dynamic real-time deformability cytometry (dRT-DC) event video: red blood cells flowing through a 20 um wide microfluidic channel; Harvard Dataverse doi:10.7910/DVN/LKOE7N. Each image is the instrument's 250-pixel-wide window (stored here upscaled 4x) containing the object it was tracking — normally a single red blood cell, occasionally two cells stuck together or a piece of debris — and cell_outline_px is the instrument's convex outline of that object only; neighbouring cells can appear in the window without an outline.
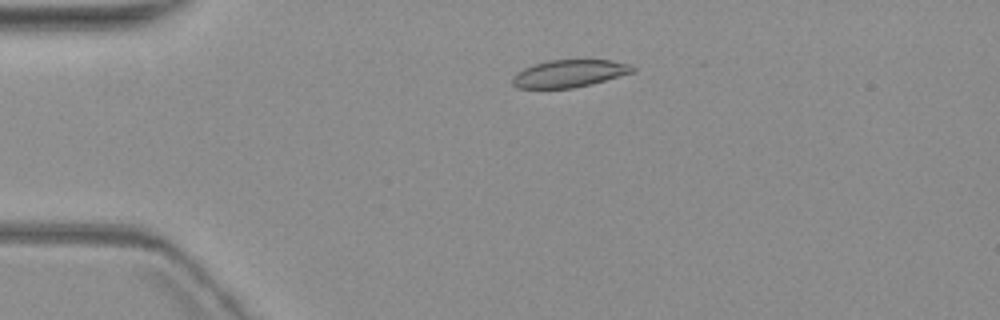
{"species": "common noctule bat (a hibernating species)", "species_latin": "Nyctalus noctula", "temperature_condition": "warm", "stored_images_in_passage": 6, "camera_frame_rate_fps": 3000, "um_per_image_px": 0.085, "animal": {"sex": "female", "body_mass_g": 19.3, "forearm_length_mm": 54.1}, "frame": {"image": 1, "passage_image": 4, "time_ms": 3.667, "image_size_px": [1000, 320], "cell_outline_px": [[636, 72], [572, 88], [516, 88], [512, 84], [512, 76], [516, 72], [532, 64], [548, 60], [612, 60], [632, 64], [636, 68]], "centroid_in_image_um": [48.39, 6.23], "position_along_channel_um": 36.6, "area_um2": 19.31}}
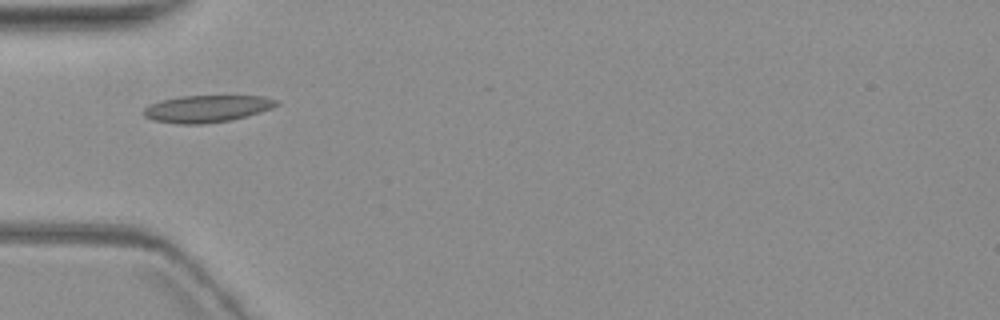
{"frame": {"image": 2, "passage_image": 5, "time_ms": 5.667, "image_size_px": [1000, 320], "cell_outline_px": [[280, 104], [272, 108], [248, 116], [232, 120], [204, 124], [180, 124], [152, 120], [144, 116], [140, 112], [148, 104], [160, 100], [180, 96], [264, 96], [280, 100]], "centroid_in_image_um": [17.58, 9.24], "position_along_channel_um": 67.4, "area_um2": 21.33}}
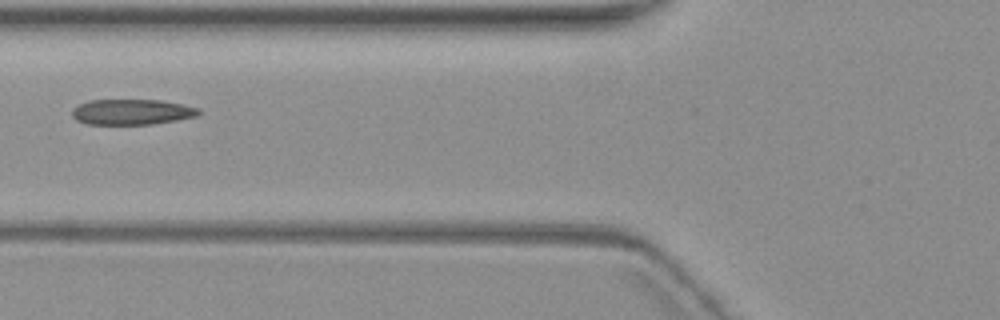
{"frame": {"image": 3, "passage_image": 6, "time_ms": 7.0, "image_size_px": [1000, 320], "cell_outline_px": [[200, 112], [196, 116], [176, 120], [152, 124], [88, 124], [76, 120], [72, 116], [72, 108], [88, 100], [160, 100], [184, 104], [200, 108]], "centroid_in_image_um": [11.2, 9.51], "position_along_channel_um": 114.6, "area_um2": 18.84}}